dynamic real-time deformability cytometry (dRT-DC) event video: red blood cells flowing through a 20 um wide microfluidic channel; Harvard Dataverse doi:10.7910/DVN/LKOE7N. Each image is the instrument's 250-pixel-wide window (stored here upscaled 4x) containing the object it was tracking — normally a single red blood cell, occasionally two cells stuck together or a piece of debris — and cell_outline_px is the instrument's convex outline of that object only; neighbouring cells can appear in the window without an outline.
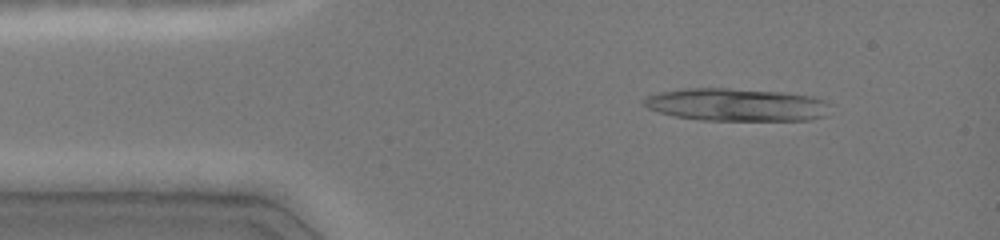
{"species": "common noctule bat (a hibernating species)", "species_latin": "Nyctalus noctula", "temperature_condition": "cold", "stored_images_in_passage": 46, "camera_frame_rate_fps": 3000, "um_per_image_px": 0.085, "animal": {"sex": "female", "body_mass_g": 19.0, "forearm_length_mm": 51.5}, "frame": {"image": 1, "passage_image": 4, "time_ms": 1.0, "image_size_px": [1000, 240], "cell_outline_px": [[832, 104], [828, 116], [812, 120], [700, 120], [676, 116], [660, 112], [648, 108], [640, 100], [648, 96], [664, 92], [684, 88], [728, 88], [780, 92], [812, 96], [828, 100]], "centroid_in_image_um": [62.71, 8.91], "position_along_channel_um": 22.3, "area_um2": 35.78}}
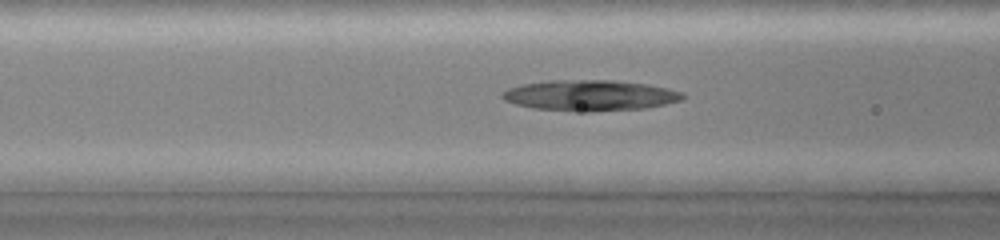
{"frame": {"image": 2, "passage_image": 16, "time_ms": 5.0, "image_size_px": [1000, 240], "cell_outline_px": [[684, 100], [644, 108], [588, 112], [532, 108], [516, 104], [504, 100], [500, 96], [500, 92], [508, 88], [520, 84], [548, 80], [612, 80], [648, 84], [668, 88], [684, 92]], "centroid_in_image_um": [50.13, 8.1], "position_along_channel_um": 116.5, "area_um2": 32.6}}